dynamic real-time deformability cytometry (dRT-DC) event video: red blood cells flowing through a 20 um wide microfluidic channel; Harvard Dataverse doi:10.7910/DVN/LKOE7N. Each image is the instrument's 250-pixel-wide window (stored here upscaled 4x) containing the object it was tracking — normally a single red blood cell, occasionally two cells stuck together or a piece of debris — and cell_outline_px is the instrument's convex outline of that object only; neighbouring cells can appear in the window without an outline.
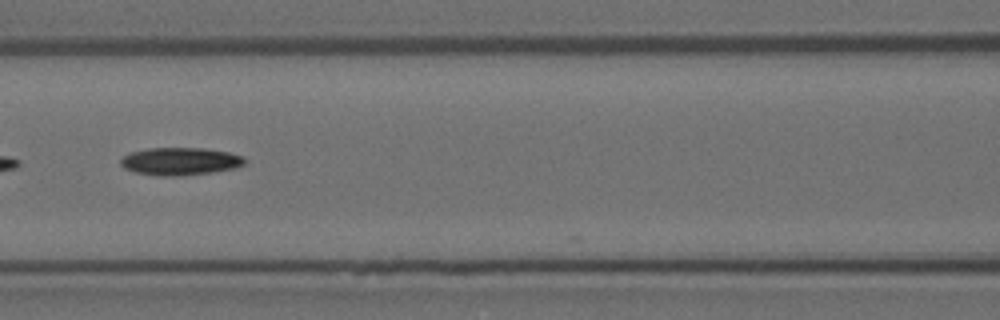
{"species": "Egyptian fruit bat (a non-hibernating species)", "species_latin": "Rousettus aegyptiacus", "temperature_condition": "room temperature", "stored_images_in_passage": 53, "camera_frame_rate_fps": 3000, "um_per_image_px": 0.085, "animal": {"sex": "female"}, "frame": {"image": 1, "passage_image": 21, "time_ms": 6.667, "image_size_px": [1000, 320], "cell_outline_px": [[244, 164], [236, 168], [212, 172], [180, 176], [156, 176], [136, 172], [124, 168], [120, 164], [120, 160], [124, 156], [132, 152], [148, 148], [204, 148], [228, 152], [240, 156], [244, 160]], "centroid_in_image_um": [15.29, 13.72], "position_along_channel_um": 151.3, "area_um2": 19.88}}
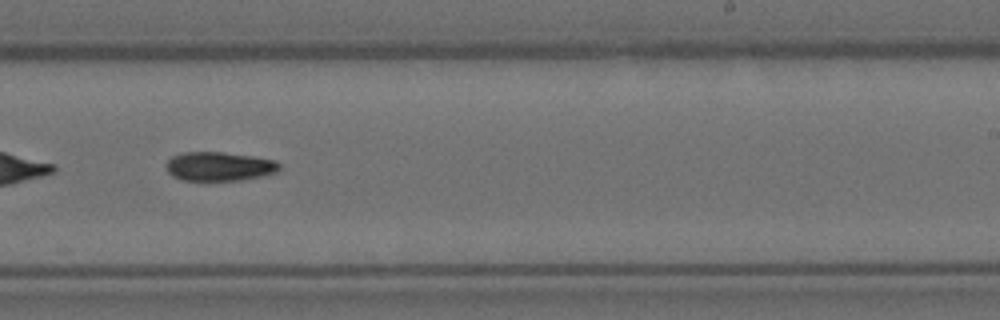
{"frame": {"image": 2, "passage_image": 31, "time_ms": 10.0, "image_size_px": [1000, 320], "cell_outline_px": [[280, 168], [276, 172], [244, 180], [180, 180], [172, 176], [168, 172], [164, 164], [172, 156], [184, 152], [220, 152], [252, 156], [276, 160], [280, 164]], "centroid_in_image_um": [18.61, 14.14], "position_along_channel_um": 270.4, "area_um2": 19.19}}
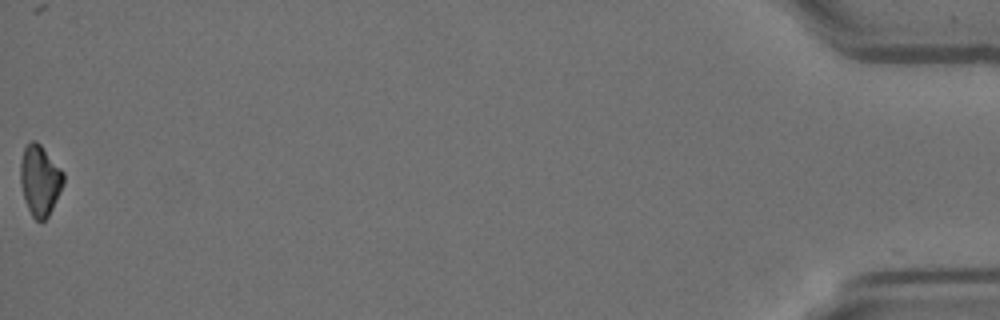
{"frame": {"image": 3, "passage_image": 53, "time_ms": 17.333, "image_size_px": [1000, 320], "cell_outline_px": [[64, 184], [48, 216], [44, 220], [36, 220], [32, 216], [28, 208], [20, 184], [20, 164], [24, 148], [32, 140], [36, 140], [40, 144], [64, 172]], "centroid_in_image_um": [3.39, 15.31], "position_along_channel_um": 431.8, "area_um2": 17.51}, "authors_computed_cell_mechanics": {"area_um2": 19.5364, "velocity_mm_per_s": 3.5895, "shape_relaxation_time_tau1_ms": 8.5404, "shape_relaxation_time_tau2_ms": null, "deformation_change_tau1": 0.1842, "deformation_change_tau2": null}}